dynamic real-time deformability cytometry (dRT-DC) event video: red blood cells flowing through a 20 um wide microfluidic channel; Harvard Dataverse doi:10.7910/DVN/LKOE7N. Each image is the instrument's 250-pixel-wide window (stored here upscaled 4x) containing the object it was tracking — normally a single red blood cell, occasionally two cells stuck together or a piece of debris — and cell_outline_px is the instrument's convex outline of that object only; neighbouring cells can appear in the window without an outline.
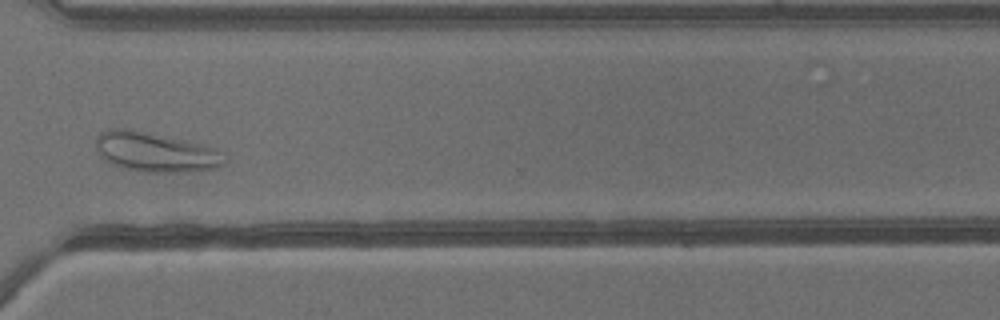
{"species": "common noctule bat (a hibernating species)", "species_latin": "Nyctalus noctula", "temperature_condition": "warm", "stored_images_in_passage": 30, "camera_frame_rate_fps": 3000, "um_per_image_px": 0.085, "animal": {"sex": "male", "body_mass_g": 13.3}, "frame": {"image": 1, "passage_image": 26, "time_ms": 8.333, "image_size_px": [1000, 320], "cell_outline_px": [[228, 160], [224, 164], [216, 168], [184, 172], [148, 172], [124, 168], [112, 164], [100, 156], [96, 148], [96, 136], [100, 132], [108, 128], [124, 128], [184, 140], [212, 148]], "centroid_in_image_um": [13.15, 12.93], "position_along_channel_um": 357.4, "area_um2": 29.25}}